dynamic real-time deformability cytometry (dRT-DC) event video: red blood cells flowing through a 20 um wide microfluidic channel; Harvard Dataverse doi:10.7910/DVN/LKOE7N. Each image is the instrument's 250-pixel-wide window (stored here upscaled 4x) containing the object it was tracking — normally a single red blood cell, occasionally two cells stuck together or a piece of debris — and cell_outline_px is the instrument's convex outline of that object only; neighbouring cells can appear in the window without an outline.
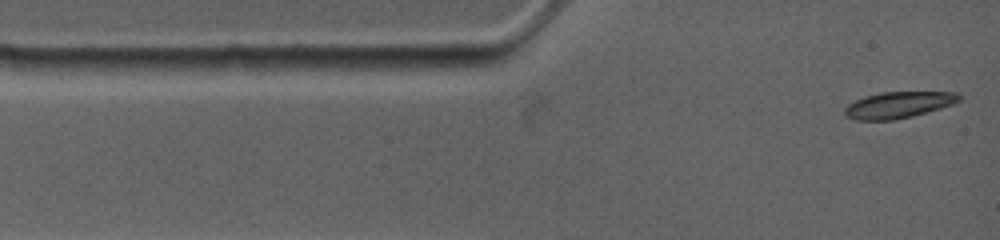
{"species": "common noctule bat (a hibernating species)", "species_latin": "Nyctalus noctula", "temperature_condition": "warm", "stored_images_in_passage": 2, "camera_frame_rate_fps": 4500, "um_per_image_px": 0.085, "animal": {"sex": "female", "body_mass_g": 19.0, "forearm_length_mm": 53.3}, "frame": {"image": 1, "passage_image": 1, "time_ms": 0.0, "image_size_px": [1000, 240], "cell_outline_px": [[960, 100], [952, 104], [940, 108], [912, 116], [892, 120], [856, 120], [848, 116], [844, 112], [844, 108], [848, 104], [864, 96], [880, 92], [956, 92], [960, 96]], "centroid_in_image_um": [76.34, 8.91], "position_along_channel_um": 8.7, "area_um2": 17.4}}